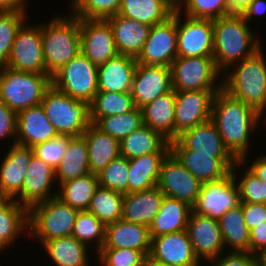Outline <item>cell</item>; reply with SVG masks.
<instances>
[{
    "label": "cell",
    "instance_id": "4dcf8cb0",
    "mask_svg": "<svg viewBox=\"0 0 266 266\" xmlns=\"http://www.w3.org/2000/svg\"><path fill=\"white\" fill-rule=\"evenodd\" d=\"M170 142L149 126L142 125L120 141V155L128 160L146 154H168Z\"/></svg>",
    "mask_w": 266,
    "mask_h": 266
},
{
    "label": "cell",
    "instance_id": "680465c9",
    "mask_svg": "<svg viewBox=\"0 0 266 266\" xmlns=\"http://www.w3.org/2000/svg\"><path fill=\"white\" fill-rule=\"evenodd\" d=\"M25 0H0V11L27 12Z\"/></svg>",
    "mask_w": 266,
    "mask_h": 266
},
{
    "label": "cell",
    "instance_id": "be15d7a7",
    "mask_svg": "<svg viewBox=\"0 0 266 266\" xmlns=\"http://www.w3.org/2000/svg\"><path fill=\"white\" fill-rule=\"evenodd\" d=\"M144 266H167L152 260L150 257L144 259Z\"/></svg>",
    "mask_w": 266,
    "mask_h": 266
},
{
    "label": "cell",
    "instance_id": "816d5d0a",
    "mask_svg": "<svg viewBox=\"0 0 266 266\" xmlns=\"http://www.w3.org/2000/svg\"><path fill=\"white\" fill-rule=\"evenodd\" d=\"M226 254L209 260L211 266H257V255L250 252L228 251ZM215 263V264H214Z\"/></svg>",
    "mask_w": 266,
    "mask_h": 266
},
{
    "label": "cell",
    "instance_id": "94428289",
    "mask_svg": "<svg viewBox=\"0 0 266 266\" xmlns=\"http://www.w3.org/2000/svg\"><path fill=\"white\" fill-rule=\"evenodd\" d=\"M164 1L173 11H178L181 8L183 0H162Z\"/></svg>",
    "mask_w": 266,
    "mask_h": 266
},
{
    "label": "cell",
    "instance_id": "f35d334b",
    "mask_svg": "<svg viewBox=\"0 0 266 266\" xmlns=\"http://www.w3.org/2000/svg\"><path fill=\"white\" fill-rule=\"evenodd\" d=\"M57 196L62 202L79 211L88 210L92 197L99 187L98 175L89 173L60 184Z\"/></svg>",
    "mask_w": 266,
    "mask_h": 266
},
{
    "label": "cell",
    "instance_id": "bcb514c9",
    "mask_svg": "<svg viewBox=\"0 0 266 266\" xmlns=\"http://www.w3.org/2000/svg\"><path fill=\"white\" fill-rule=\"evenodd\" d=\"M122 0H72V15L79 19L105 20L118 13Z\"/></svg>",
    "mask_w": 266,
    "mask_h": 266
},
{
    "label": "cell",
    "instance_id": "c3c4849f",
    "mask_svg": "<svg viewBox=\"0 0 266 266\" xmlns=\"http://www.w3.org/2000/svg\"><path fill=\"white\" fill-rule=\"evenodd\" d=\"M73 137L70 135H58L46 142L32 147L34 155L50 165L55 170L59 167L61 160L66 153L69 141Z\"/></svg>",
    "mask_w": 266,
    "mask_h": 266
},
{
    "label": "cell",
    "instance_id": "91938a15",
    "mask_svg": "<svg viewBox=\"0 0 266 266\" xmlns=\"http://www.w3.org/2000/svg\"><path fill=\"white\" fill-rule=\"evenodd\" d=\"M253 0H227L230 14H242Z\"/></svg>",
    "mask_w": 266,
    "mask_h": 266
},
{
    "label": "cell",
    "instance_id": "f546056e",
    "mask_svg": "<svg viewBox=\"0 0 266 266\" xmlns=\"http://www.w3.org/2000/svg\"><path fill=\"white\" fill-rule=\"evenodd\" d=\"M143 125L160 133L169 142L174 140L175 91L172 90L141 107Z\"/></svg>",
    "mask_w": 266,
    "mask_h": 266
},
{
    "label": "cell",
    "instance_id": "6da1fadb",
    "mask_svg": "<svg viewBox=\"0 0 266 266\" xmlns=\"http://www.w3.org/2000/svg\"><path fill=\"white\" fill-rule=\"evenodd\" d=\"M262 117L255 109L228 95L224 90L214 95L210 120L230 153L246 162L250 132ZM245 161V162H244Z\"/></svg>",
    "mask_w": 266,
    "mask_h": 266
},
{
    "label": "cell",
    "instance_id": "f6af8a7d",
    "mask_svg": "<svg viewBox=\"0 0 266 266\" xmlns=\"http://www.w3.org/2000/svg\"><path fill=\"white\" fill-rule=\"evenodd\" d=\"M99 186L108 188L123 195L128 194L129 165L128 159L119 156L113 159L98 174Z\"/></svg>",
    "mask_w": 266,
    "mask_h": 266
},
{
    "label": "cell",
    "instance_id": "83f0119b",
    "mask_svg": "<svg viewBox=\"0 0 266 266\" xmlns=\"http://www.w3.org/2000/svg\"><path fill=\"white\" fill-rule=\"evenodd\" d=\"M105 20L112 29L118 53L136 58L148 38L151 26L118 14Z\"/></svg>",
    "mask_w": 266,
    "mask_h": 266
},
{
    "label": "cell",
    "instance_id": "681fc988",
    "mask_svg": "<svg viewBox=\"0 0 266 266\" xmlns=\"http://www.w3.org/2000/svg\"><path fill=\"white\" fill-rule=\"evenodd\" d=\"M97 255L103 266H140L146 258L139 250L125 248H101Z\"/></svg>",
    "mask_w": 266,
    "mask_h": 266
},
{
    "label": "cell",
    "instance_id": "5bb4252c",
    "mask_svg": "<svg viewBox=\"0 0 266 266\" xmlns=\"http://www.w3.org/2000/svg\"><path fill=\"white\" fill-rule=\"evenodd\" d=\"M181 11H176L177 57L213 56L212 20L186 16L180 23Z\"/></svg>",
    "mask_w": 266,
    "mask_h": 266
},
{
    "label": "cell",
    "instance_id": "ab89813d",
    "mask_svg": "<svg viewBox=\"0 0 266 266\" xmlns=\"http://www.w3.org/2000/svg\"><path fill=\"white\" fill-rule=\"evenodd\" d=\"M136 108L131 92H97L90 103V119L96 124L101 118L126 114Z\"/></svg>",
    "mask_w": 266,
    "mask_h": 266
},
{
    "label": "cell",
    "instance_id": "7bdbcfd3",
    "mask_svg": "<svg viewBox=\"0 0 266 266\" xmlns=\"http://www.w3.org/2000/svg\"><path fill=\"white\" fill-rule=\"evenodd\" d=\"M71 236L87 246L96 241L99 251L105 241V225L88 210L78 211Z\"/></svg>",
    "mask_w": 266,
    "mask_h": 266
},
{
    "label": "cell",
    "instance_id": "74e56055",
    "mask_svg": "<svg viewBox=\"0 0 266 266\" xmlns=\"http://www.w3.org/2000/svg\"><path fill=\"white\" fill-rule=\"evenodd\" d=\"M172 13L173 10L162 0H122L117 14L152 27Z\"/></svg>",
    "mask_w": 266,
    "mask_h": 266
},
{
    "label": "cell",
    "instance_id": "6125c7cd",
    "mask_svg": "<svg viewBox=\"0 0 266 266\" xmlns=\"http://www.w3.org/2000/svg\"><path fill=\"white\" fill-rule=\"evenodd\" d=\"M257 266H266V250L257 255Z\"/></svg>",
    "mask_w": 266,
    "mask_h": 266
},
{
    "label": "cell",
    "instance_id": "4fadbf2b",
    "mask_svg": "<svg viewBox=\"0 0 266 266\" xmlns=\"http://www.w3.org/2000/svg\"><path fill=\"white\" fill-rule=\"evenodd\" d=\"M176 57V11H173L172 15L165 21L150 28L148 38L135 59L139 64L170 67Z\"/></svg>",
    "mask_w": 266,
    "mask_h": 266
},
{
    "label": "cell",
    "instance_id": "9c48e42d",
    "mask_svg": "<svg viewBox=\"0 0 266 266\" xmlns=\"http://www.w3.org/2000/svg\"><path fill=\"white\" fill-rule=\"evenodd\" d=\"M170 70L174 91L222 90V83L214 84L222 72L213 56L176 57Z\"/></svg>",
    "mask_w": 266,
    "mask_h": 266
},
{
    "label": "cell",
    "instance_id": "277c9868",
    "mask_svg": "<svg viewBox=\"0 0 266 266\" xmlns=\"http://www.w3.org/2000/svg\"><path fill=\"white\" fill-rule=\"evenodd\" d=\"M58 17L41 24L43 57L50 77L81 52L79 18Z\"/></svg>",
    "mask_w": 266,
    "mask_h": 266
},
{
    "label": "cell",
    "instance_id": "7c38bea8",
    "mask_svg": "<svg viewBox=\"0 0 266 266\" xmlns=\"http://www.w3.org/2000/svg\"><path fill=\"white\" fill-rule=\"evenodd\" d=\"M156 186L165 196L176 198L192 207L202 183L170 151L162 161Z\"/></svg>",
    "mask_w": 266,
    "mask_h": 266
},
{
    "label": "cell",
    "instance_id": "6f0895ef",
    "mask_svg": "<svg viewBox=\"0 0 266 266\" xmlns=\"http://www.w3.org/2000/svg\"><path fill=\"white\" fill-rule=\"evenodd\" d=\"M247 169L257 178L266 182V155L258 156Z\"/></svg>",
    "mask_w": 266,
    "mask_h": 266
},
{
    "label": "cell",
    "instance_id": "ac0fdd59",
    "mask_svg": "<svg viewBox=\"0 0 266 266\" xmlns=\"http://www.w3.org/2000/svg\"><path fill=\"white\" fill-rule=\"evenodd\" d=\"M186 231L192 244L195 256L207 261L223 254L224 247L219 222L207 216L198 215L191 211ZM203 257V258H202Z\"/></svg>",
    "mask_w": 266,
    "mask_h": 266
},
{
    "label": "cell",
    "instance_id": "b9f144b4",
    "mask_svg": "<svg viewBox=\"0 0 266 266\" xmlns=\"http://www.w3.org/2000/svg\"><path fill=\"white\" fill-rule=\"evenodd\" d=\"M95 125L104 133L121 141L143 125L141 108L136 107L126 114L103 117Z\"/></svg>",
    "mask_w": 266,
    "mask_h": 266
},
{
    "label": "cell",
    "instance_id": "ffe728a7",
    "mask_svg": "<svg viewBox=\"0 0 266 266\" xmlns=\"http://www.w3.org/2000/svg\"><path fill=\"white\" fill-rule=\"evenodd\" d=\"M54 180L56 181V170L33 154L23 180L22 190L14 200L29 209L34 204L54 198L57 192L50 193Z\"/></svg>",
    "mask_w": 266,
    "mask_h": 266
},
{
    "label": "cell",
    "instance_id": "8992f818",
    "mask_svg": "<svg viewBox=\"0 0 266 266\" xmlns=\"http://www.w3.org/2000/svg\"><path fill=\"white\" fill-rule=\"evenodd\" d=\"M41 106L60 135L82 136L91 124L90 104L74 99L52 85L44 92Z\"/></svg>",
    "mask_w": 266,
    "mask_h": 266
},
{
    "label": "cell",
    "instance_id": "60d3db41",
    "mask_svg": "<svg viewBox=\"0 0 266 266\" xmlns=\"http://www.w3.org/2000/svg\"><path fill=\"white\" fill-rule=\"evenodd\" d=\"M124 195L99 186L90 203L88 211L93 213L104 225L121 219Z\"/></svg>",
    "mask_w": 266,
    "mask_h": 266
},
{
    "label": "cell",
    "instance_id": "cb8c5ba5",
    "mask_svg": "<svg viewBox=\"0 0 266 266\" xmlns=\"http://www.w3.org/2000/svg\"><path fill=\"white\" fill-rule=\"evenodd\" d=\"M33 149L17 143L10 147L0 165V195L14 199L22 190Z\"/></svg>",
    "mask_w": 266,
    "mask_h": 266
},
{
    "label": "cell",
    "instance_id": "52a82bcc",
    "mask_svg": "<svg viewBox=\"0 0 266 266\" xmlns=\"http://www.w3.org/2000/svg\"><path fill=\"white\" fill-rule=\"evenodd\" d=\"M78 211L58 197L34 204L28 209V233L40 243L71 236Z\"/></svg>",
    "mask_w": 266,
    "mask_h": 266
},
{
    "label": "cell",
    "instance_id": "8fae6325",
    "mask_svg": "<svg viewBox=\"0 0 266 266\" xmlns=\"http://www.w3.org/2000/svg\"><path fill=\"white\" fill-rule=\"evenodd\" d=\"M6 67L23 72L47 74L43 57L41 24L27 26L17 31Z\"/></svg>",
    "mask_w": 266,
    "mask_h": 266
},
{
    "label": "cell",
    "instance_id": "603a6c76",
    "mask_svg": "<svg viewBox=\"0 0 266 266\" xmlns=\"http://www.w3.org/2000/svg\"><path fill=\"white\" fill-rule=\"evenodd\" d=\"M41 104L17 113V134L13 144L34 147L58 136Z\"/></svg>",
    "mask_w": 266,
    "mask_h": 266
},
{
    "label": "cell",
    "instance_id": "e0dca14e",
    "mask_svg": "<svg viewBox=\"0 0 266 266\" xmlns=\"http://www.w3.org/2000/svg\"><path fill=\"white\" fill-rule=\"evenodd\" d=\"M172 90L170 67L137 63L131 89L137 108L143 107Z\"/></svg>",
    "mask_w": 266,
    "mask_h": 266
},
{
    "label": "cell",
    "instance_id": "d6a6232c",
    "mask_svg": "<svg viewBox=\"0 0 266 266\" xmlns=\"http://www.w3.org/2000/svg\"><path fill=\"white\" fill-rule=\"evenodd\" d=\"M29 229L28 208L0 195V252L11 246L19 233Z\"/></svg>",
    "mask_w": 266,
    "mask_h": 266
},
{
    "label": "cell",
    "instance_id": "d590c367",
    "mask_svg": "<svg viewBox=\"0 0 266 266\" xmlns=\"http://www.w3.org/2000/svg\"><path fill=\"white\" fill-rule=\"evenodd\" d=\"M218 222L224 247L230 246L233 252H250V230L244 221L242 202L228 210Z\"/></svg>",
    "mask_w": 266,
    "mask_h": 266
},
{
    "label": "cell",
    "instance_id": "30bf717a",
    "mask_svg": "<svg viewBox=\"0 0 266 266\" xmlns=\"http://www.w3.org/2000/svg\"><path fill=\"white\" fill-rule=\"evenodd\" d=\"M238 166L244 167V164L238 161L225 178L202 183L199 196L192 206L193 213L219 220L228 210L240 204L235 170Z\"/></svg>",
    "mask_w": 266,
    "mask_h": 266
},
{
    "label": "cell",
    "instance_id": "d6986e66",
    "mask_svg": "<svg viewBox=\"0 0 266 266\" xmlns=\"http://www.w3.org/2000/svg\"><path fill=\"white\" fill-rule=\"evenodd\" d=\"M167 266H199L186 230L151 237L149 256Z\"/></svg>",
    "mask_w": 266,
    "mask_h": 266
},
{
    "label": "cell",
    "instance_id": "9f6ffc18",
    "mask_svg": "<svg viewBox=\"0 0 266 266\" xmlns=\"http://www.w3.org/2000/svg\"><path fill=\"white\" fill-rule=\"evenodd\" d=\"M266 12V1L265 0H253L245 11L241 14L243 19L248 23L253 20L256 15H261Z\"/></svg>",
    "mask_w": 266,
    "mask_h": 266
},
{
    "label": "cell",
    "instance_id": "7402d4cb",
    "mask_svg": "<svg viewBox=\"0 0 266 266\" xmlns=\"http://www.w3.org/2000/svg\"><path fill=\"white\" fill-rule=\"evenodd\" d=\"M170 151L201 183L219 181L231 173L219 158L187 149L177 138L170 142Z\"/></svg>",
    "mask_w": 266,
    "mask_h": 266
},
{
    "label": "cell",
    "instance_id": "e575fe53",
    "mask_svg": "<svg viewBox=\"0 0 266 266\" xmlns=\"http://www.w3.org/2000/svg\"><path fill=\"white\" fill-rule=\"evenodd\" d=\"M41 244L57 266H90L87 245L75 237L54 238Z\"/></svg>",
    "mask_w": 266,
    "mask_h": 266
},
{
    "label": "cell",
    "instance_id": "f1b7e54d",
    "mask_svg": "<svg viewBox=\"0 0 266 266\" xmlns=\"http://www.w3.org/2000/svg\"><path fill=\"white\" fill-rule=\"evenodd\" d=\"M88 148L89 171L98 175L115 158L120 156V141L90 124L82 134Z\"/></svg>",
    "mask_w": 266,
    "mask_h": 266
},
{
    "label": "cell",
    "instance_id": "7dc6e473",
    "mask_svg": "<svg viewBox=\"0 0 266 266\" xmlns=\"http://www.w3.org/2000/svg\"><path fill=\"white\" fill-rule=\"evenodd\" d=\"M179 11L185 9V16L198 19L216 20L230 14L227 0H183Z\"/></svg>",
    "mask_w": 266,
    "mask_h": 266
},
{
    "label": "cell",
    "instance_id": "1f68e13d",
    "mask_svg": "<svg viewBox=\"0 0 266 266\" xmlns=\"http://www.w3.org/2000/svg\"><path fill=\"white\" fill-rule=\"evenodd\" d=\"M191 211L187 203L164 195L160 210L149 226L150 237L186 230Z\"/></svg>",
    "mask_w": 266,
    "mask_h": 266
},
{
    "label": "cell",
    "instance_id": "db71d44e",
    "mask_svg": "<svg viewBox=\"0 0 266 266\" xmlns=\"http://www.w3.org/2000/svg\"><path fill=\"white\" fill-rule=\"evenodd\" d=\"M242 212L249 230L266 221V204L242 203Z\"/></svg>",
    "mask_w": 266,
    "mask_h": 266
},
{
    "label": "cell",
    "instance_id": "4316f807",
    "mask_svg": "<svg viewBox=\"0 0 266 266\" xmlns=\"http://www.w3.org/2000/svg\"><path fill=\"white\" fill-rule=\"evenodd\" d=\"M163 198L164 194L157 186L125 194L121 219L149 227L160 210Z\"/></svg>",
    "mask_w": 266,
    "mask_h": 266
},
{
    "label": "cell",
    "instance_id": "2e32d148",
    "mask_svg": "<svg viewBox=\"0 0 266 266\" xmlns=\"http://www.w3.org/2000/svg\"><path fill=\"white\" fill-rule=\"evenodd\" d=\"M217 92L175 91L174 140L183 131L210 120L212 102Z\"/></svg>",
    "mask_w": 266,
    "mask_h": 266
},
{
    "label": "cell",
    "instance_id": "836d02e7",
    "mask_svg": "<svg viewBox=\"0 0 266 266\" xmlns=\"http://www.w3.org/2000/svg\"><path fill=\"white\" fill-rule=\"evenodd\" d=\"M167 154H146L128 160V193L152 189L156 186L160 167Z\"/></svg>",
    "mask_w": 266,
    "mask_h": 266
},
{
    "label": "cell",
    "instance_id": "9a60e30c",
    "mask_svg": "<svg viewBox=\"0 0 266 266\" xmlns=\"http://www.w3.org/2000/svg\"><path fill=\"white\" fill-rule=\"evenodd\" d=\"M80 48L96 66L103 65L119 53L112 29L106 20L79 19Z\"/></svg>",
    "mask_w": 266,
    "mask_h": 266
},
{
    "label": "cell",
    "instance_id": "8d00e7d4",
    "mask_svg": "<svg viewBox=\"0 0 266 266\" xmlns=\"http://www.w3.org/2000/svg\"><path fill=\"white\" fill-rule=\"evenodd\" d=\"M88 148L83 136L73 137L66 153L56 169V179L60 184L89 174Z\"/></svg>",
    "mask_w": 266,
    "mask_h": 266
},
{
    "label": "cell",
    "instance_id": "44dd1931",
    "mask_svg": "<svg viewBox=\"0 0 266 266\" xmlns=\"http://www.w3.org/2000/svg\"><path fill=\"white\" fill-rule=\"evenodd\" d=\"M177 139L187 148L196 153L212 154L219 158L230 170L238 160L226 148L215 124L208 120L183 131Z\"/></svg>",
    "mask_w": 266,
    "mask_h": 266
},
{
    "label": "cell",
    "instance_id": "484cf974",
    "mask_svg": "<svg viewBox=\"0 0 266 266\" xmlns=\"http://www.w3.org/2000/svg\"><path fill=\"white\" fill-rule=\"evenodd\" d=\"M137 61L118 54L98 66V92H131Z\"/></svg>",
    "mask_w": 266,
    "mask_h": 266
},
{
    "label": "cell",
    "instance_id": "3957f363",
    "mask_svg": "<svg viewBox=\"0 0 266 266\" xmlns=\"http://www.w3.org/2000/svg\"><path fill=\"white\" fill-rule=\"evenodd\" d=\"M262 47L245 58L234 70H226L222 90L236 100L242 101L263 116L266 112V59Z\"/></svg>",
    "mask_w": 266,
    "mask_h": 266
},
{
    "label": "cell",
    "instance_id": "7a4b0ae2",
    "mask_svg": "<svg viewBox=\"0 0 266 266\" xmlns=\"http://www.w3.org/2000/svg\"><path fill=\"white\" fill-rule=\"evenodd\" d=\"M212 23L213 58L223 73L235 62H241L260 49L258 37L252 34L241 14H229L212 20Z\"/></svg>",
    "mask_w": 266,
    "mask_h": 266
},
{
    "label": "cell",
    "instance_id": "11a10c76",
    "mask_svg": "<svg viewBox=\"0 0 266 266\" xmlns=\"http://www.w3.org/2000/svg\"><path fill=\"white\" fill-rule=\"evenodd\" d=\"M266 250V221L250 230V253L258 255Z\"/></svg>",
    "mask_w": 266,
    "mask_h": 266
},
{
    "label": "cell",
    "instance_id": "ba28073f",
    "mask_svg": "<svg viewBox=\"0 0 266 266\" xmlns=\"http://www.w3.org/2000/svg\"><path fill=\"white\" fill-rule=\"evenodd\" d=\"M51 85L90 104L98 92V66L80 52L51 76Z\"/></svg>",
    "mask_w": 266,
    "mask_h": 266
},
{
    "label": "cell",
    "instance_id": "d4e9b609",
    "mask_svg": "<svg viewBox=\"0 0 266 266\" xmlns=\"http://www.w3.org/2000/svg\"><path fill=\"white\" fill-rule=\"evenodd\" d=\"M102 248L134 249L148 257L151 249L149 227L123 219L107 224Z\"/></svg>",
    "mask_w": 266,
    "mask_h": 266
},
{
    "label": "cell",
    "instance_id": "f5cc1de1",
    "mask_svg": "<svg viewBox=\"0 0 266 266\" xmlns=\"http://www.w3.org/2000/svg\"><path fill=\"white\" fill-rule=\"evenodd\" d=\"M16 134L17 113L0 101V139L15 137Z\"/></svg>",
    "mask_w": 266,
    "mask_h": 266
},
{
    "label": "cell",
    "instance_id": "5b68a950",
    "mask_svg": "<svg viewBox=\"0 0 266 266\" xmlns=\"http://www.w3.org/2000/svg\"><path fill=\"white\" fill-rule=\"evenodd\" d=\"M50 86L51 77L47 74L0 68V101L16 113L40 105Z\"/></svg>",
    "mask_w": 266,
    "mask_h": 266
},
{
    "label": "cell",
    "instance_id": "ee69618b",
    "mask_svg": "<svg viewBox=\"0 0 266 266\" xmlns=\"http://www.w3.org/2000/svg\"><path fill=\"white\" fill-rule=\"evenodd\" d=\"M26 12L0 11V68L5 67L17 31L25 23Z\"/></svg>",
    "mask_w": 266,
    "mask_h": 266
},
{
    "label": "cell",
    "instance_id": "f907efd6",
    "mask_svg": "<svg viewBox=\"0 0 266 266\" xmlns=\"http://www.w3.org/2000/svg\"><path fill=\"white\" fill-rule=\"evenodd\" d=\"M237 182L240 202L266 204V182L253 175L247 168Z\"/></svg>",
    "mask_w": 266,
    "mask_h": 266
}]
</instances>
